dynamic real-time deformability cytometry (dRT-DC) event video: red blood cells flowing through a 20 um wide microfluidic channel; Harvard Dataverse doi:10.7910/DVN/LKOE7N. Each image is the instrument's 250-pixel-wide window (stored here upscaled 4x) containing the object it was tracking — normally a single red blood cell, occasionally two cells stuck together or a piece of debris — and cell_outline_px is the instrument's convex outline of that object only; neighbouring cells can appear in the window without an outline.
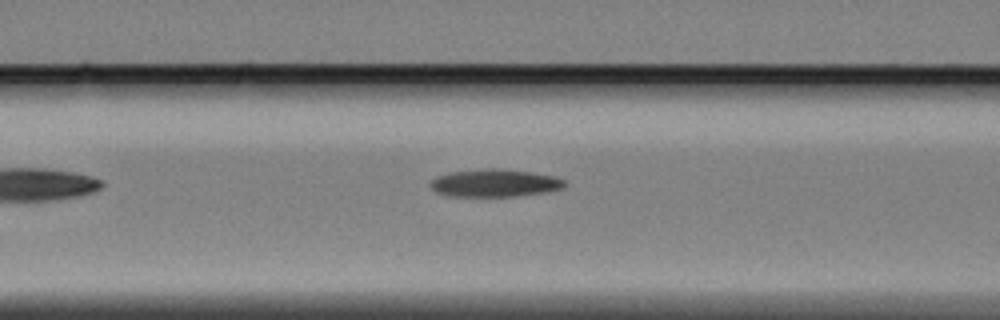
{"species": "Egyptian fruit bat (a non-hibernating species)", "species_latin": "Rousettus aegyptiacus", "temperature_condition": "cold", "stored_images_in_passage": 8, "camera_frame_rate_fps": 3000, "um_per_image_px": 0.085, "animal": {"sex": "female"}, "frame": {"image": 1, "passage_image": 6, "time_ms": 1.667, "image_size_px": [1000, 320], "cell_outline_px": [[564, 188], [544, 192], [516, 196], [448, 196], [436, 192], [428, 184], [436, 176], [448, 172], [484, 168], [500, 168], [532, 172], [552, 176], [564, 180]], "centroid_in_image_um": [41.99, 15.55], "position_along_channel_um": 124.6, "area_um2": 21.68}}